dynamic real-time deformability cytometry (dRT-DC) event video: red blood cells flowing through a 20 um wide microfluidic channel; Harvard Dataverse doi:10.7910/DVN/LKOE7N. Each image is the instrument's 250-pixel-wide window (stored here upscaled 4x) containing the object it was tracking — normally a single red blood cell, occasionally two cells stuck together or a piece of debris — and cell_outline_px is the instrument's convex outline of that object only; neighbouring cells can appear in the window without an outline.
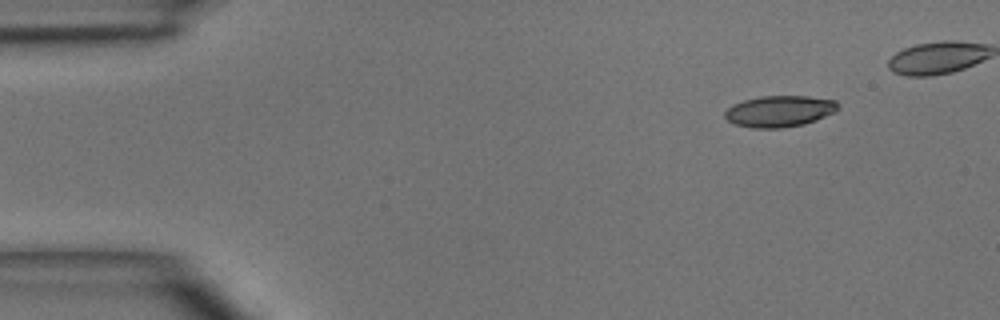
{"species": "common noctule bat (a hibernating species)", "species_latin": "Nyctalus noctula", "temperature_condition": "room temperature", "stored_images_in_passage": 5, "camera_frame_rate_fps": 3000, "um_per_image_px": 0.085, "animal": {"sex": "male", "body_mass_g": 15.6}, "frame": {"image": 1, "passage_image": 1, "time_ms": 0.0, "image_size_px": [1000, 320], "cell_outline_px": [[840, 104], [832, 112], [816, 120], [804, 124], [780, 128], [752, 128], [732, 124], [724, 116], [724, 112], [732, 104], [744, 100], [760, 96], [808, 96], [836, 100]], "centroid_in_image_um": [66.21, 9.45], "position_along_channel_um": 18.8, "area_um2": 20.63}}
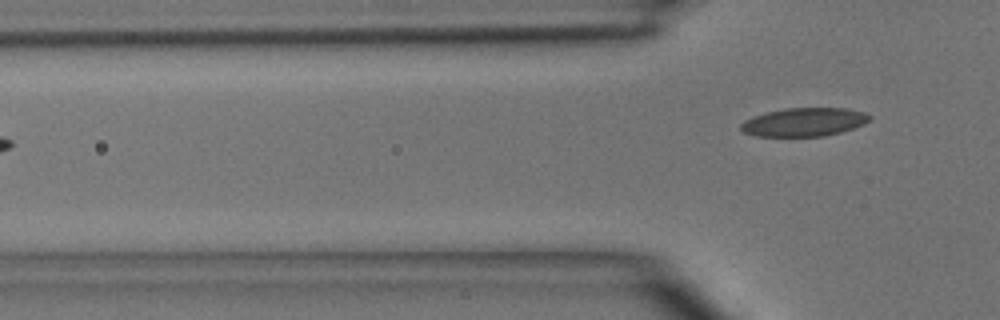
{"frame": {"image": 2, "passage_image": 5, "time_ms": 4.667, "image_size_px": [1000, 320], "cell_outline_px": [[872, 120], [864, 124], [840, 132], [824, 136], [756, 136], [744, 132], [740, 128], [740, 124], [744, 120], [768, 112], [788, 108], [844, 108], [864, 112], [872, 116]], "centroid_in_image_um": [68.38, 10.38], "position_along_channel_um": 57.4, "area_um2": 21.21}}